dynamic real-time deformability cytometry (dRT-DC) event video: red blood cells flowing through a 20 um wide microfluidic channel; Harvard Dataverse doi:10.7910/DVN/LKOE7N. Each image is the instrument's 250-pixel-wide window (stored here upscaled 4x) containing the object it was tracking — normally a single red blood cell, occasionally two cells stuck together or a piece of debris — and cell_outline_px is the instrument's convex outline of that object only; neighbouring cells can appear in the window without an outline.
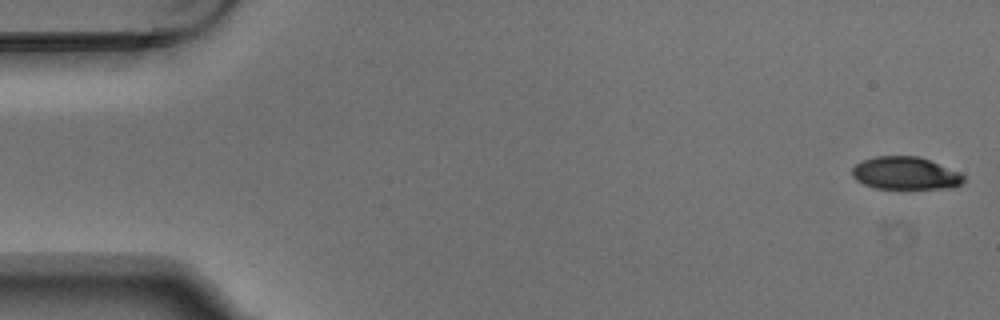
{"species": "Egyptian fruit bat (a non-hibernating species)", "species_latin": "Rousettus aegyptiacus", "temperature_condition": "warm", "stored_images_in_passage": 4, "camera_frame_rate_fps": 3000, "um_per_image_px": 0.085, "animal": {"sex": "male"}, "frame": {"image": 1, "passage_image": 1, "time_ms": 0.0, "image_size_px": [1000, 320], "cell_outline_px": [[964, 180], [960, 184], [952, 188], [876, 188], [864, 184], [856, 180], [852, 176], [852, 168], [856, 164], [864, 160], [876, 156], [916, 156], [928, 160], [960, 172], [964, 176]], "centroid_in_image_um": [76.95, 14.73], "position_along_channel_um": 8.1, "area_um2": 20.98}}
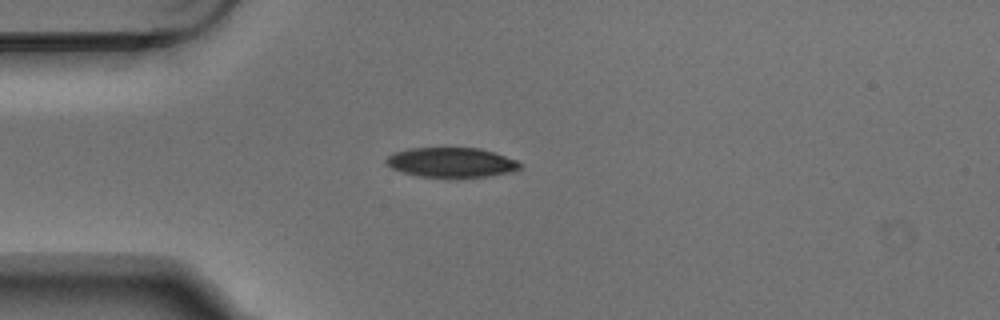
{"frame": {"image": 2, "passage_image": 4, "time_ms": 1.0, "image_size_px": [1000, 320], "cell_outline_px": [[520, 168], [512, 172], [488, 176], [420, 176], [404, 172], [392, 168], [384, 160], [388, 156], [396, 152], [408, 148], [480, 148], [516, 160], [520, 164]], "centroid_in_image_um": [38.36, 13.79], "position_along_channel_um": 46.6, "area_um2": 22.6}}